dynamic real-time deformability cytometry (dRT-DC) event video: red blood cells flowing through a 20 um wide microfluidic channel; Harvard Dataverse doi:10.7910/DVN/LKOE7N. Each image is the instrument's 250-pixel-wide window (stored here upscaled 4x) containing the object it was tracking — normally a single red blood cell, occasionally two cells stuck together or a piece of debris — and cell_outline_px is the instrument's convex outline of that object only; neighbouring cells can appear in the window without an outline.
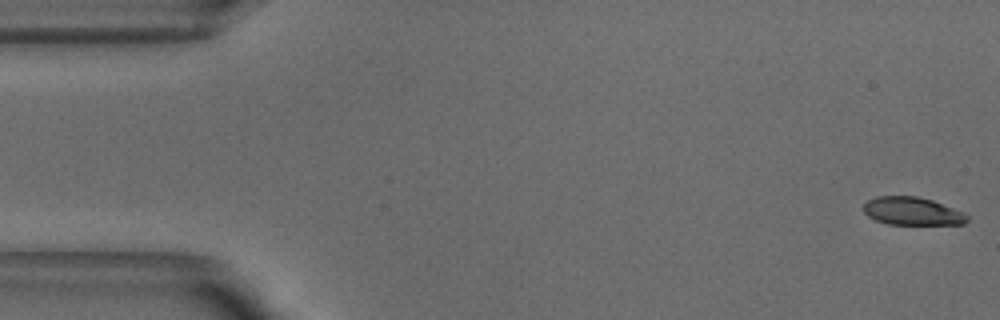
{"species": "common noctule bat (a hibernating species)", "species_latin": "Nyctalus noctula", "temperature_condition": "warm", "stored_images_in_passage": 52, "camera_frame_rate_fps": 3000, "um_per_image_px": 0.085, "animal": {"sex": "male", "body_mass_g": 18.8}, "frame": {"image": 1, "passage_image": 1, "time_ms": 0.0, "image_size_px": [1000, 320], "cell_outline_px": [[968, 220], [964, 224], [888, 224], [876, 220], [868, 216], [864, 212], [864, 204], [868, 200], [876, 196], [916, 196], [932, 200], [964, 212], [968, 216]], "centroid_in_image_um": [77.54, 17.95], "position_along_channel_um": 7.5, "area_um2": 16.82}}
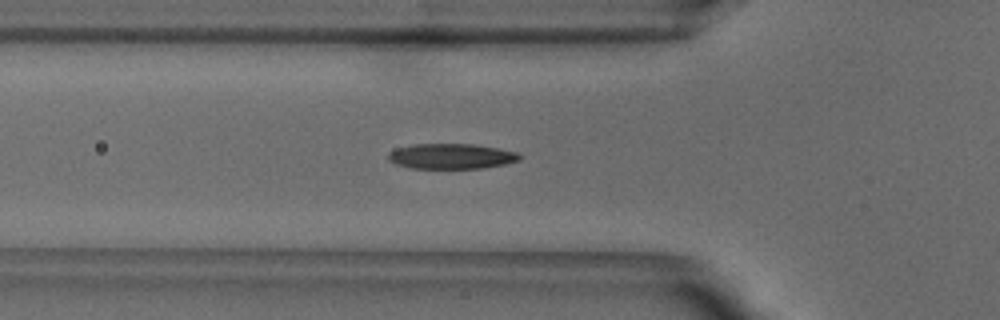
{"frame": {"image": 2, "passage_image": 17, "time_ms": 5.333, "image_size_px": [1000, 320], "cell_outline_px": [[520, 160], [504, 164], [484, 168], [412, 168], [396, 164], [388, 160], [388, 152], [396, 148], [412, 144], [472, 144], [496, 148], [516, 152], [520, 156]], "centroid_in_image_um": [38.32, 13.28], "position_along_channel_um": 87.5, "area_um2": 19.25}}
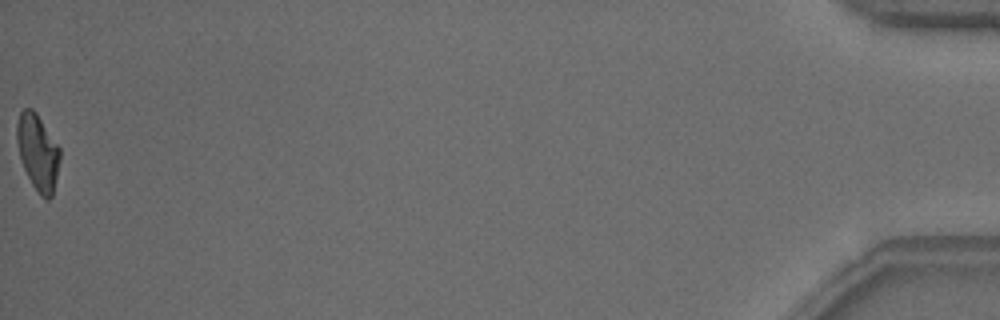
{"frame": {"image": 3, "passage_image": 52, "time_ms": 17.0, "image_size_px": [1000, 320], "cell_outline_px": [[60, 160], [52, 196], [48, 200], [40, 196], [32, 184], [20, 160], [16, 140], [16, 124], [20, 112], [24, 108], [32, 108], [36, 112], [60, 148]], "centroid_in_image_um": [3.2, 12.93], "position_along_channel_um": 432.0, "area_um2": 19.13}, "authors_computed_cell_mechanics": {"area_um2": 19.3052, "velocity_mm_per_s": 3.8558, "shape_relaxation_time_tau1_ms": 4.8363, "shape_relaxation_time_tau2_ms": 1.3203, "deformation_change_tau1": 0.1863, "deformation_change_tau2": 0.0771}}